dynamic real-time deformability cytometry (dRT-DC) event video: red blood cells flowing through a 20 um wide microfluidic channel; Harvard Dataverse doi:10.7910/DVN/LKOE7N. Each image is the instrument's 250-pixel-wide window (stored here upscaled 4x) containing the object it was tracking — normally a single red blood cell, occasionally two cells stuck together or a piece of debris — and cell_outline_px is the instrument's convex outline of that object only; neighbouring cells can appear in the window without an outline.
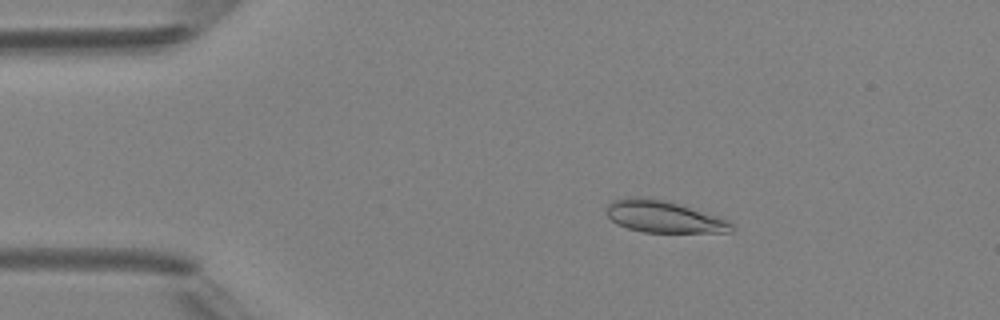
{"species": "Egyptian fruit bat (a non-hibernating species)", "species_latin": "Rousettus aegyptiacus", "temperature_condition": "room temperature", "stored_images_in_passage": 5, "camera_frame_rate_fps": 3000, "um_per_image_px": 0.085, "animal": {"sex": "female"}, "frame": {"image": 1, "passage_image": 3, "time_ms": 2.333, "image_size_px": [1000, 320], "cell_outline_px": [[736, 228], [732, 232], [644, 232], [628, 228], [616, 224], [604, 212], [608, 204], [612, 200], [660, 200], [676, 204], [716, 216], [728, 220]], "centroid_in_image_um": [56.44, 18.48], "position_along_channel_um": 28.6, "area_um2": 22.14}}
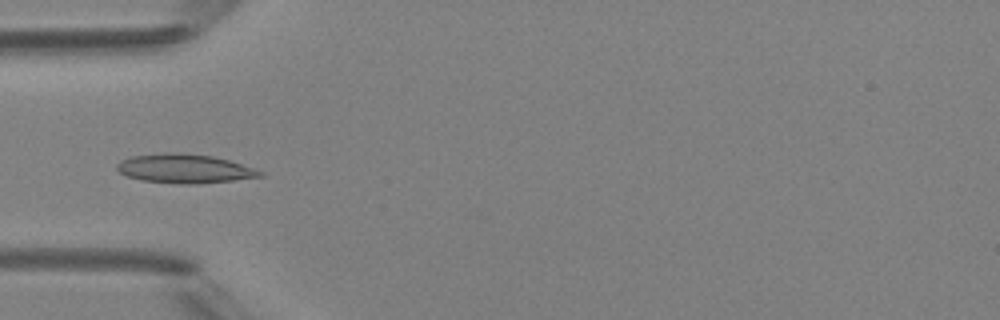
{"frame": {"image": 2, "passage_image": 5, "time_ms": 4.667, "image_size_px": [1000, 320], "cell_outline_px": [[264, 176], [232, 180], [196, 184], [180, 184], [144, 180], [128, 176], [120, 172], [116, 168], [116, 164], [120, 160], [132, 156], [164, 152], [184, 152], [212, 156], [228, 160], [264, 172]], "centroid_in_image_um": [15.66, 14.32], "position_along_channel_um": 69.3, "area_um2": 24.1}}